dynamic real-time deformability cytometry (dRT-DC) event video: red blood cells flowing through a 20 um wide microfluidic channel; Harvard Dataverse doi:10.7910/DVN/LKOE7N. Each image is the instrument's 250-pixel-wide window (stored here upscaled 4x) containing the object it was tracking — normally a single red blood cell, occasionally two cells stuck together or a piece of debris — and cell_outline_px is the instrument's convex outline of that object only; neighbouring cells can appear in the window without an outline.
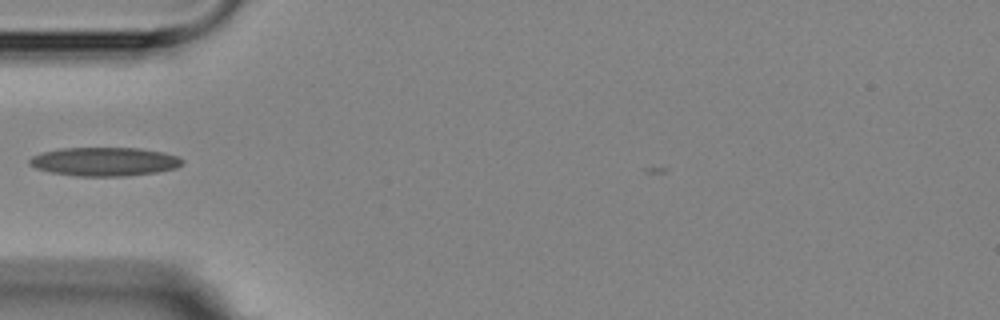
{"species": "Egyptian fruit bat (a non-hibernating species)", "species_latin": "Rousettus aegyptiacus", "temperature_condition": "room temperature", "stored_images_in_passage": 1, "camera_frame_rate_fps": 3000, "um_per_image_px": 0.085, "animal": {"sex": "female"}, "frame": {"image": 1, "passage_image": 1, "time_ms": 0.0, "image_size_px": [1000, 320], "cell_outline_px": [[184, 164], [176, 168], [156, 172], [124, 176], [76, 176], [52, 172], [36, 168], [28, 164], [28, 160], [32, 156], [40, 152], [60, 148], [140, 148], [164, 152], [176, 156], [184, 160]], "centroid_in_image_um": [8.87, 13.73], "position_along_channel_um": 76.1, "area_um2": 25.66}}